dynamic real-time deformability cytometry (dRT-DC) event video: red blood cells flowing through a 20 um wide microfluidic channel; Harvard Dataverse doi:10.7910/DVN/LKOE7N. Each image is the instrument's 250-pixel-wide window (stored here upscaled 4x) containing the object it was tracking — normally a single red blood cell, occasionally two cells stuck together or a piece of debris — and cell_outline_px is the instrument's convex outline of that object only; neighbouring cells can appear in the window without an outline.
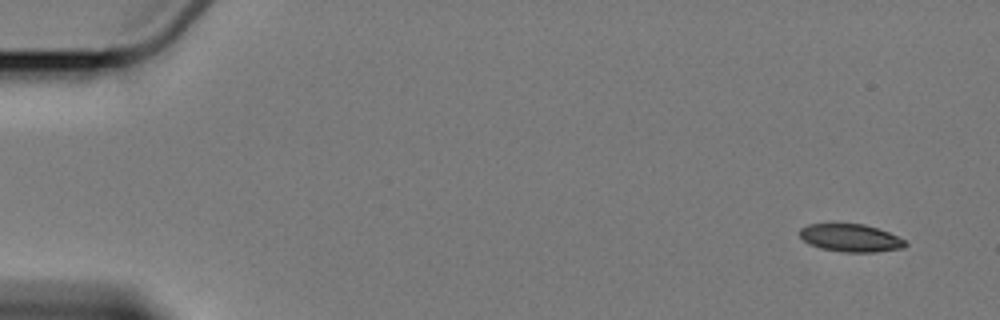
{"species": "Egyptian fruit bat (a non-hibernating species)", "species_latin": "Rousettus aegyptiacus", "temperature_condition": "cold", "stored_images_in_passage": 4, "camera_frame_rate_fps": 3000, "um_per_image_px": 0.085, "animal": {"sex": "female"}, "frame": {"image": 1, "passage_image": 1, "time_ms": 0.0, "image_size_px": [1000, 320], "cell_outline_px": [[908, 244], [904, 248], [876, 252], [844, 252], [820, 248], [804, 240], [800, 236], [800, 228], [808, 224], [832, 220], [864, 224], [888, 232], [904, 240]], "centroid_in_image_um": [72.26, 20.17], "position_along_channel_um": 12.7, "area_um2": 17.69}}
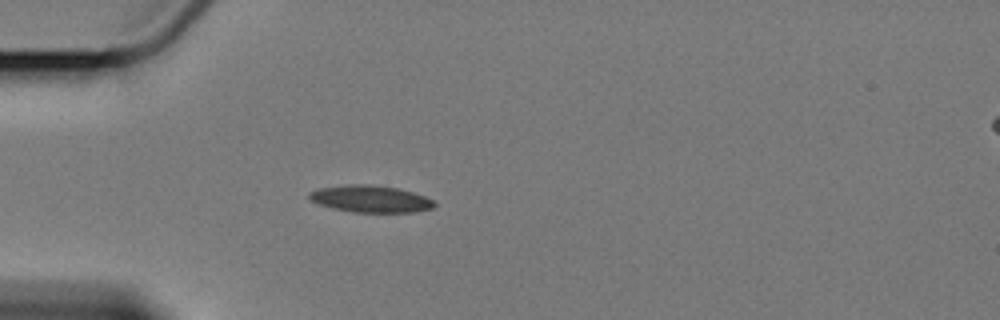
{"frame": {"image": 2, "passage_image": 4, "time_ms": 4.667, "image_size_px": [1000, 320], "cell_outline_px": [[436, 204], [432, 208], [412, 212], [352, 212], [332, 208], [316, 204], [308, 196], [308, 192], [320, 188], [348, 184], [372, 184], [400, 188], [424, 196], [432, 200]], "centroid_in_image_um": [31.46, 16.9], "position_along_channel_um": 53.5, "area_um2": 19.71}}